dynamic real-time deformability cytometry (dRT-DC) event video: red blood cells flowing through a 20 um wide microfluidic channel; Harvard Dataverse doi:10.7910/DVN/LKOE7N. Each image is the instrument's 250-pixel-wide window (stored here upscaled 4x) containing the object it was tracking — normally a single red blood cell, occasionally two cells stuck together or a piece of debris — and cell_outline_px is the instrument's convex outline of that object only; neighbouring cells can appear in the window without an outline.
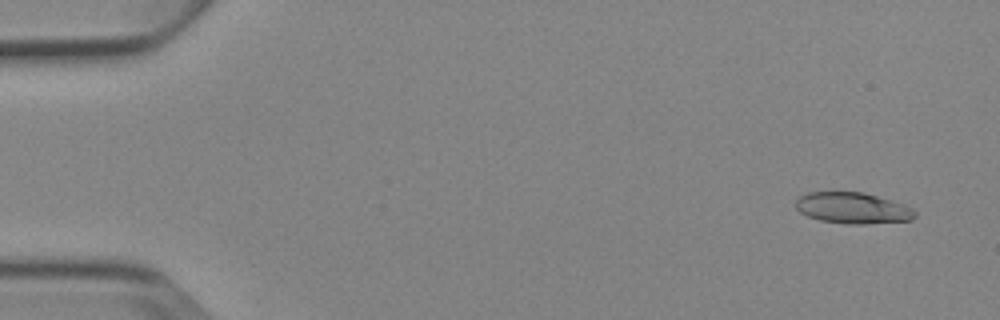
{"species": "Egyptian fruit bat (a non-hibernating species)", "species_latin": "Rousettus aegyptiacus", "temperature_condition": "cold", "stored_images_in_passage": 7, "camera_frame_rate_fps": 3000, "um_per_image_px": 0.085, "animal": {"sex": "female"}, "frame": {"image": 1, "passage_image": 1, "time_ms": 0.0, "image_size_px": [1000, 320], "cell_outline_px": [[916, 216], [912, 220], [864, 224], [848, 224], [820, 220], [808, 216], [800, 212], [796, 208], [796, 200], [800, 196], [808, 192], [864, 192], [904, 204], [912, 208], [916, 212]], "centroid_in_image_um": [72.49, 17.68], "position_along_channel_um": 12.5, "area_um2": 21.62}}
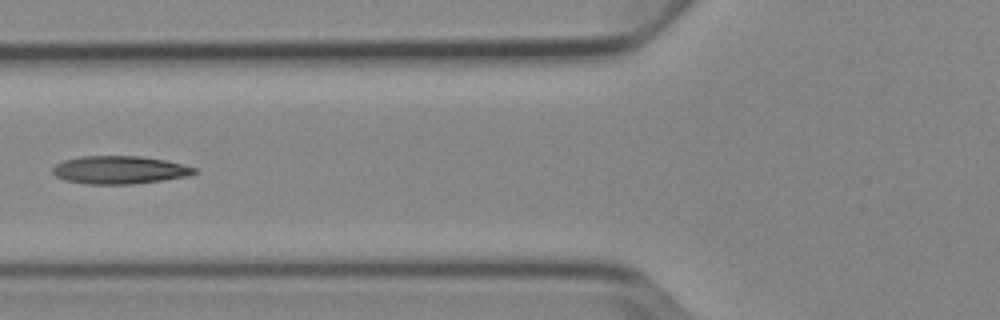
{"frame": {"image": 2, "passage_image": 6, "time_ms": 6.0, "image_size_px": [1000, 320], "cell_outline_px": [[196, 172], [188, 176], [164, 180], [132, 184], [88, 184], [64, 180], [56, 176], [52, 172], [52, 168], [56, 164], [64, 160], [80, 156], [140, 156], [164, 160], [196, 168]], "centroid_in_image_um": [10.13, 14.44], "position_along_channel_um": 115.7, "area_um2": 23.0}}
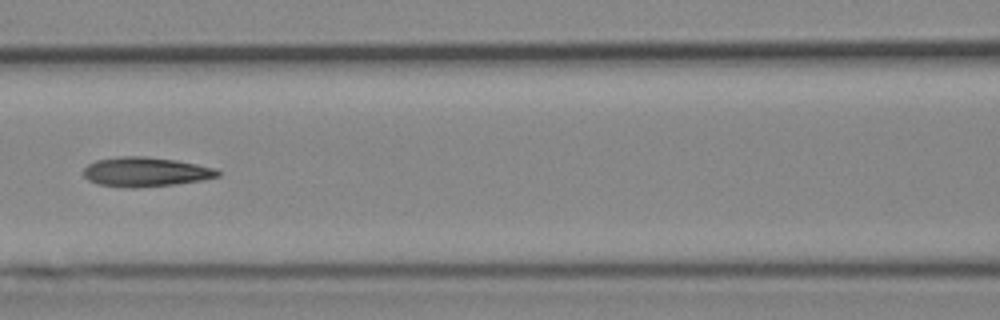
{"frame": {"image": 3, "passage_image": 7, "time_ms": 7.0, "image_size_px": [1000, 320], "cell_outline_px": [[220, 176], [200, 180], [176, 184], [136, 188], [124, 188], [96, 184], [88, 180], [84, 176], [84, 168], [88, 164], [96, 160], [124, 156], [144, 156], [176, 160], [216, 168], [220, 172]], "centroid_in_image_um": [12.35, 14.62], "position_along_channel_um": 154.2, "area_um2": 23.12}}